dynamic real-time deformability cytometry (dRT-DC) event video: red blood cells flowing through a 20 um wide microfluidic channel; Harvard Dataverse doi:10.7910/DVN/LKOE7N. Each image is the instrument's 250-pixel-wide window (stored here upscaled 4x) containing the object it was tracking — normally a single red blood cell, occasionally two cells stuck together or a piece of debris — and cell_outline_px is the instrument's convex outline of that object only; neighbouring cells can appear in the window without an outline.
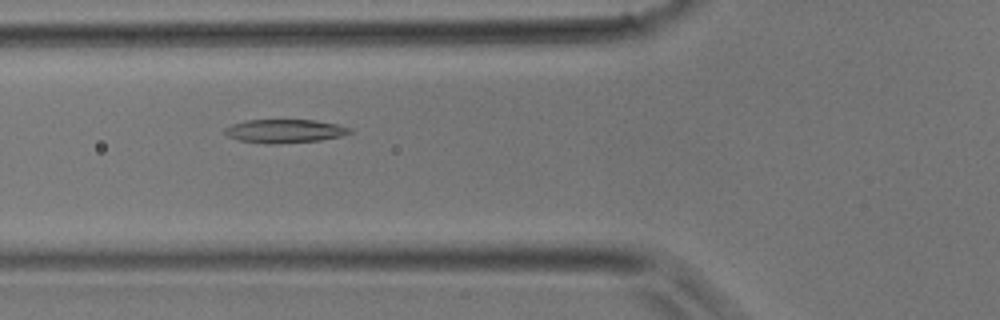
{"species": "common noctule bat (a hibernating species)", "species_latin": "Nyctalus noctula", "temperature_condition": "room temperature", "stored_images_in_passage": 17, "camera_frame_rate_fps": 3000, "um_per_image_px": 0.085, "animal": {"sex": "male", "body_mass_g": 17.9}, "frame": {"image": 1, "passage_image": 5, "time_ms": 1.333, "image_size_px": [1000, 320], "cell_outline_px": [[352, 132], [340, 136], [320, 140], [276, 144], [264, 144], [240, 140], [228, 136], [224, 132], [224, 128], [232, 124], [244, 120], [316, 120], [336, 124], [352, 128]], "centroid_in_image_um": [24.18, 11.14], "position_along_channel_um": 101.6, "area_um2": 17.17}}
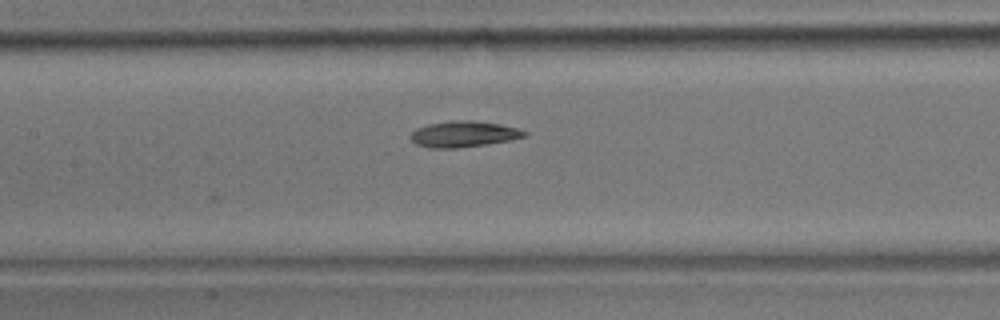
{"frame": {"image": 2, "passage_image": 9, "time_ms": 2.667, "image_size_px": [1000, 320], "cell_outline_px": [[528, 136], [512, 140], [456, 148], [428, 148], [416, 144], [408, 136], [416, 128], [428, 124], [452, 120], [472, 120], [500, 124], [516, 128], [528, 132]], "centroid_in_image_um": [39.4, 11.39], "position_along_channel_um": 168.0, "area_um2": 17.34}}
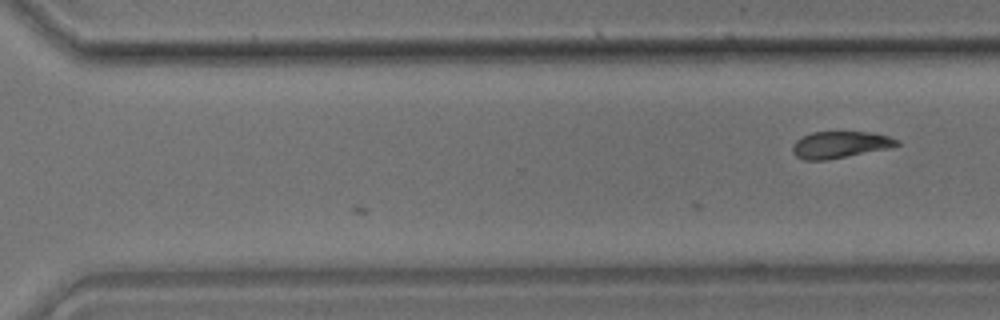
{"frame": {"image": 3, "passage_image": 17, "time_ms": 5.333, "image_size_px": [1000, 320], "cell_outline_px": [[900, 144], [888, 148], [824, 160], [804, 160], [796, 156], [792, 152], [792, 144], [800, 136], [812, 132], [872, 132], [888, 136], [900, 140]], "centroid_in_image_um": [71.36, 12.28], "position_along_channel_um": 299.2, "area_um2": 16.18}}